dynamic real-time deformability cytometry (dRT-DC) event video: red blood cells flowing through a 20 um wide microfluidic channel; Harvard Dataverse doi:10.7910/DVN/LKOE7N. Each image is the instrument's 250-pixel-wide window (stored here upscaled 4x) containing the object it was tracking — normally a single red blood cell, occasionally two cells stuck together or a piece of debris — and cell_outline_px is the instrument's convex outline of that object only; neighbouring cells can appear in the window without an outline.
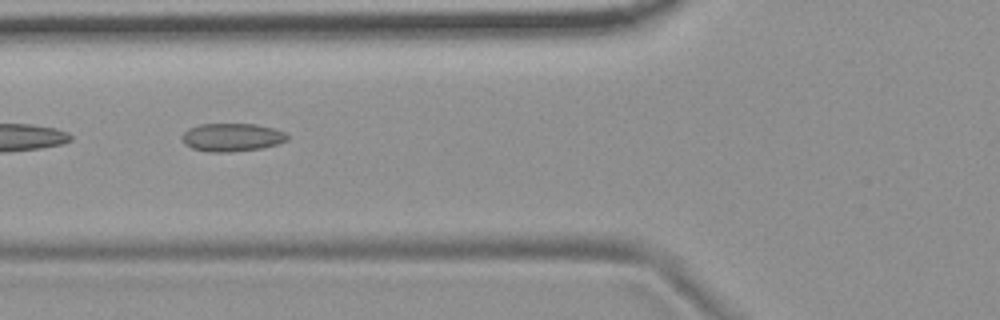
{"species": "common noctule bat (a hibernating species)", "species_latin": "Nyctalus noctula", "temperature_condition": "room temperature", "stored_images_in_passage": 7, "camera_frame_rate_fps": 3000, "um_per_image_px": 0.085, "animal": {"sex": "female", "body_mass_g": 19.9}, "frame": {"image": 1, "passage_image": 7, "time_ms": 6.667, "image_size_px": [1000, 320], "cell_outline_px": [[288, 140], [264, 148], [232, 152], [208, 152], [192, 148], [184, 144], [180, 136], [188, 128], [200, 124], [256, 124], [272, 128], [284, 132], [288, 136]], "centroid_in_image_um": [19.68, 11.68], "position_along_channel_um": 106.1, "area_um2": 17.4}}